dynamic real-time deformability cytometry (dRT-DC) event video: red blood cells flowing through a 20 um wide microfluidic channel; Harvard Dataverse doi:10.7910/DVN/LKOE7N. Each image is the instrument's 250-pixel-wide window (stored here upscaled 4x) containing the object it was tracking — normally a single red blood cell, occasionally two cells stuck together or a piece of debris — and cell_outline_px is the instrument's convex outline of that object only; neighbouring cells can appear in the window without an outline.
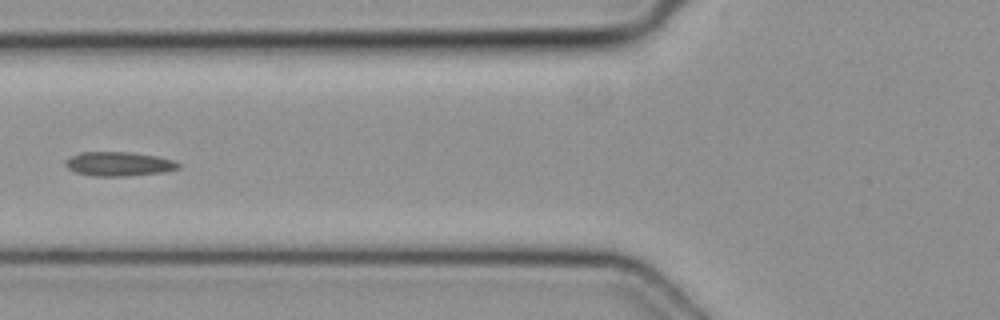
{"species": "common noctule bat (a hibernating species)", "species_latin": "Nyctalus noctula", "temperature_condition": "cold", "stored_images_in_passage": 5, "camera_frame_rate_fps": 3000, "um_per_image_px": 0.085, "animal": {"sex": "female", "body_mass_g": 19.3, "forearm_length_mm": 54.1}, "frame": {"image": 1, "passage_image": 5, "time_ms": 1.333, "image_size_px": [1000, 320], "cell_outline_px": [[180, 168], [164, 172], [124, 176], [92, 176], [76, 172], [68, 168], [64, 164], [64, 160], [80, 152], [128, 152], [156, 156], [172, 160], [180, 164]], "centroid_in_image_um": [10.07, 13.93], "position_along_channel_um": 115.7, "area_um2": 15.84}}